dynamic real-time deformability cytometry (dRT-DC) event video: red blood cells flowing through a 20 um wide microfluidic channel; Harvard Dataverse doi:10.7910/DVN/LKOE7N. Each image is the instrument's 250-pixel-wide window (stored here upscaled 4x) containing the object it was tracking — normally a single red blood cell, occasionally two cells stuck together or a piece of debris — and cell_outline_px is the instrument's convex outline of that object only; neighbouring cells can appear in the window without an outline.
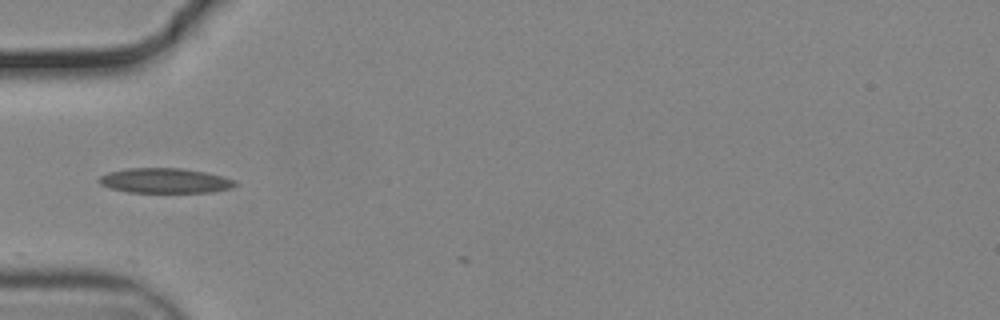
{"species": "common noctule bat (a hibernating species)", "species_latin": "Nyctalus noctula", "temperature_condition": "cold", "stored_images_in_passage": 2, "camera_frame_rate_fps": 3000, "um_per_image_px": 0.085, "animal": {"sex": "male", "body_mass_g": 19.2, "forearm_length_mm": 51.8}, "frame": {"image": 1, "passage_image": 1, "time_ms": 0.0, "image_size_px": [1000, 320], "cell_outline_px": [[236, 184], [232, 188], [212, 192], [128, 192], [112, 188], [100, 184], [96, 180], [100, 176], [108, 172], [128, 168], [184, 168], [204, 172], [236, 180]], "centroid_in_image_um": [14.01, 15.35], "position_along_channel_um": 71.0, "area_um2": 19.71}}